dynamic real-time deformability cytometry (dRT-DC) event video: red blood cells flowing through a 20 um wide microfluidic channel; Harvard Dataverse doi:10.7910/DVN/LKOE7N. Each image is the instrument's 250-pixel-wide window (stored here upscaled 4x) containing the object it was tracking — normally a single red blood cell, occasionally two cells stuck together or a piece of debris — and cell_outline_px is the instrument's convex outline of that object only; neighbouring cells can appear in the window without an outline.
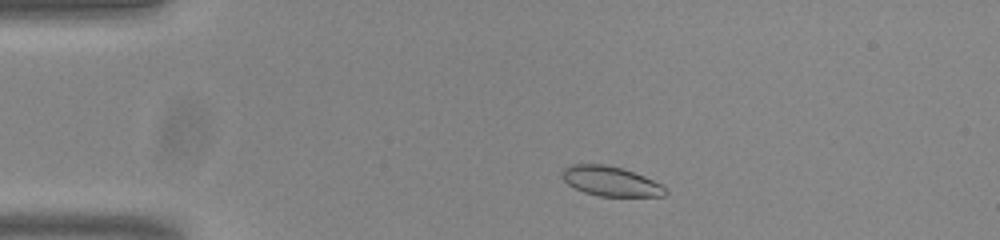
{"species": "common noctule bat (a hibernating species)", "species_latin": "Nyctalus noctula", "temperature_condition": "room temperature", "stored_images_in_passage": 46, "camera_frame_rate_fps": 3000, "um_per_image_px": 0.085, "animal": {"sex": "male", "body_mass_g": 20.0, "forearm_length_mm": 53.3}, "frame": {"image": 1, "passage_image": 3, "time_ms": 0.667, "image_size_px": [1000, 240], "cell_outline_px": [[668, 192], [664, 196], [600, 196], [584, 192], [568, 184], [560, 176], [560, 172], [564, 168], [572, 164], [604, 164], [624, 168], [664, 184]], "centroid_in_image_um": [51.92, 15.39], "position_along_channel_um": 33.1, "area_um2": 18.09}}
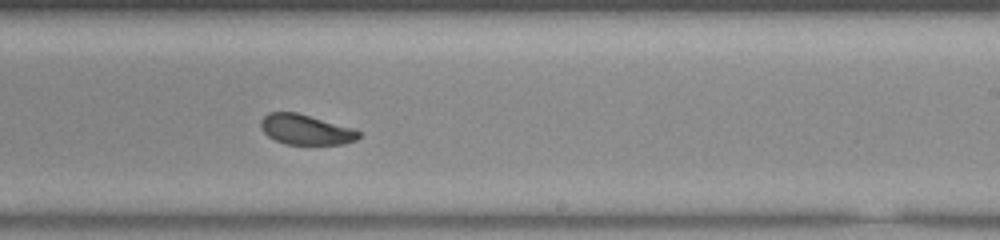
{"frame": {"image": 2, "passage_image": 25, "time_ms": 8.0, "image_size_px": [1000, 240], "cell_outline_px": [[360, 136], [356, 140], [344, 144], [284, 144], [268, 136], [260, 128], [260, 120], [268, 112], [296, 112], [352, 128], [360, 132]], "centroid_in_image_um": [25.96, 11.01], "position_along_channel_um": 263.0, "area_um2": 17.11}}
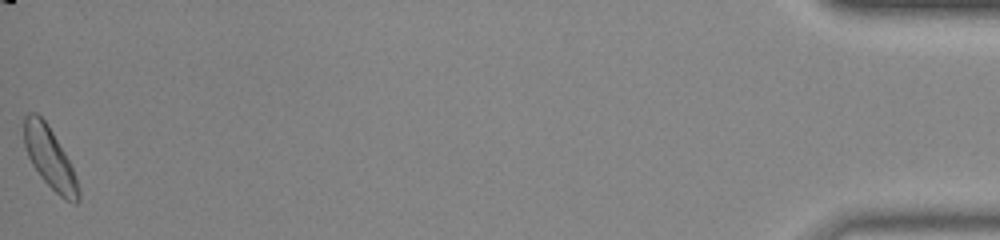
{"frame": {"image": 3, "passage_image": 46, "time_ms": 15.0, "image_size_px": [1000, 240], "cell_outline_px": [[80, 200], [76, 204], [72, 204], [64, 200], [40, 176], [32, 164], [28, 156], [24, 144], [24, 116], [28, 112], [36, 112], [44, 120], [52, 132], [64, 152], [76, 176], [80, 188]], "centroid_in_image_um": [4.24, 13.46], "position_along_channel_um": 431.0, "area_um2": 19.25}, "authors_computed_cell_mechanics": {"area_um2": 18.4093, "velocity_mm_per_s": 3.7989, "shape_relaxation_time_tau1_ms": 3.9196, "shape_relaxation_time_tau2_ms": null, "deformation_change_tau1": 0.1381, "deformation_change_tau2": null}}